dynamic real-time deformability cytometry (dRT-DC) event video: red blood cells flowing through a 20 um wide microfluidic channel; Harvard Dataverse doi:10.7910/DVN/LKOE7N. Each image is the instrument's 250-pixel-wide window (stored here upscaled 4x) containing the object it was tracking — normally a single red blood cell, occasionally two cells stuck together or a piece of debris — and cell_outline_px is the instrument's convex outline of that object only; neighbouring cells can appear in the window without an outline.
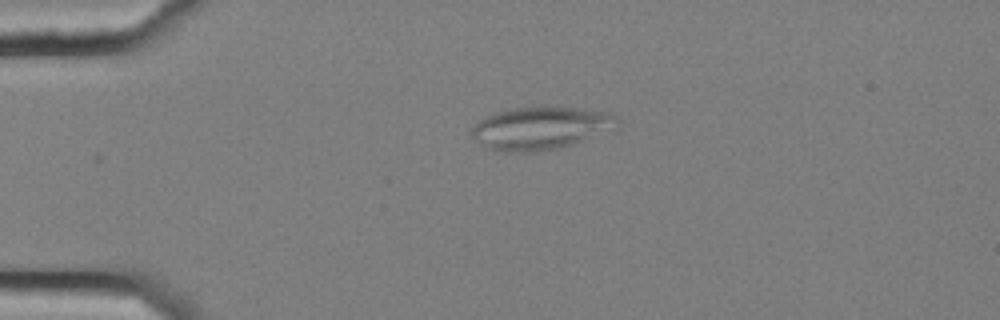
{"species": "common noctule bat (a hibernating species)", "species_latin": "Nyctalus noctula", "temperature_condition": "cold", "stored_images_in_passage": 43, "camera_frame_rate_fps": 3000, "um_per_image_px": 0.085, "animal": {"sex": "female", "body_mass_g": 25.1}, "frame": {"image": 1, "passage_image": 1, "time_ms": 0.0, "image_size_px": [1000, 320], "cell_outline_px": [[620, 120], [616, 128], [572, 144], [540, 152], [496, 152], [484, 148], [472, 136], [468, 128], [472, 124], [496, 112], [508, 108], [576, 108], [612, 112]], "centroid_in_image_um": [45.9, 10.91], "position_along_channel_um": 39.1, "area_um2": 36.47}}
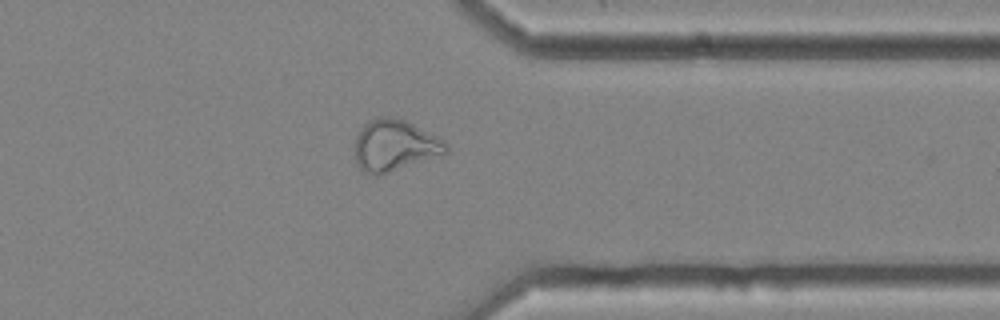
{"frame": {"image": 2, "passage_image": 32, "time_ms": 10.333, "image_size_px": [1000, 320], "cell_outline_px": [[448, 152], [376, 176], [360, 172], [356, 164], [356, 136], [364, 124], [368, 120], [376, 116], [392, 116], [408, 120], [444, 140], [448, 144]], "centroid_in_image_um": [33.52, 12.33], "position_along_channel_um": 377.9, "area_um2": 27.46}}
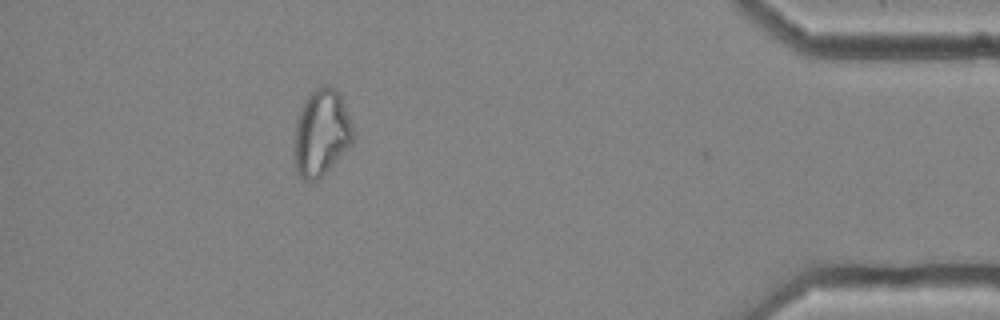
{"frame": {"image": 3, "passage_image": 38, "time_ms": 12.333, "image_size_px": [1000, 320], "cell_outline_px": [[352, 144], [316, 180], [304, 180], [296, 172], [292, 152], [292, 148], [296, 120], [304, 100], [316, 88], [324, 84], [336, 88], [340, 92], [352, 128]], "centroid_in_image_um": [27.26, 11.27], "position_along_channel_um": 407.9, "area_um2": 29.65}, "authors_computed_cell_mechanics": {"area_um2": 25.0852, "velocity_mm_per_s": 3.6569, "shape_relaxation_time_tau1_ms": null, "shape_relaxation_time_tau2_ms": 3.6166, "deformation_change_tau1": null, "deformation_change_tau2": 0.1207}}